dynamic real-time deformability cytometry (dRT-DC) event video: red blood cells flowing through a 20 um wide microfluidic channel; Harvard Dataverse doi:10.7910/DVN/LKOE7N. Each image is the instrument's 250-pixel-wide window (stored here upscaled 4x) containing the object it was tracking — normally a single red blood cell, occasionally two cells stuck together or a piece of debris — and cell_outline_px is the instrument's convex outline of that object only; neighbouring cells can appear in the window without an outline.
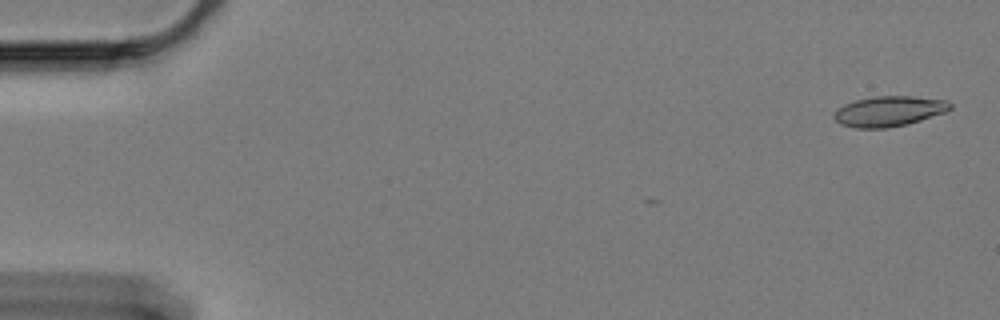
{"species": "Egyptian fruit bat (a non-hibernating species)", "species_latin": "Rousettus aegyptiacus", "temperature_condition": "cold", "stored_images_in_passage": 4, "camera_frame_rate_fps": 3000, "um_per_image_px": 0.085, "animal": {"sex": "female"}, "frame": {"image": 1, "passage_image": 1, "time_ms": 0.0, "image_size_px": [1000, 320], "cell_outline_px": [[952, 108], [944, 112], [908, 124], [884, 128], [856, 128], [840, 124], [832, 116], [836, 108], [844, 104], [856, 100], [872, 96], [912, 96], [944, 100], [952, 104]], "centroid_in_image_um": [75.51, 9.45], "position_along_channel_um": 9.5, "area_um2": 20.46}}